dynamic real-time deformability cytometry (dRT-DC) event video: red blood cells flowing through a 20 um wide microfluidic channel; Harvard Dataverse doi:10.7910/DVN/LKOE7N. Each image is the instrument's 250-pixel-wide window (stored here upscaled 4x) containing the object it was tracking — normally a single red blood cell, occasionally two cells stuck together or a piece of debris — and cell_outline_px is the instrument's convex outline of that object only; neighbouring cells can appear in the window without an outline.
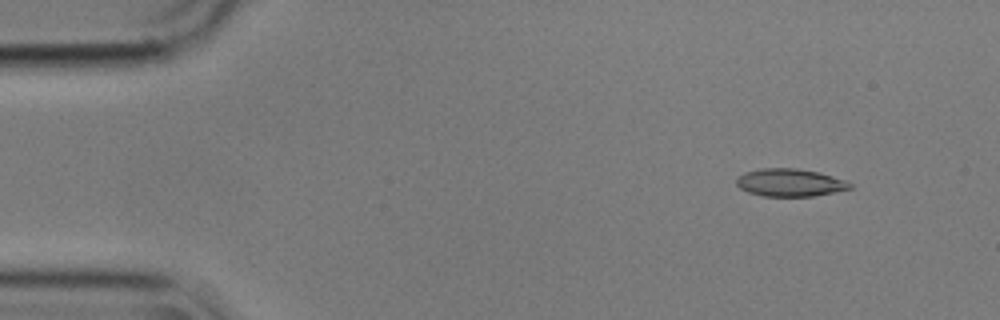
{"species": "common noctule bat (a hibernating species)", "species_latin": "Nyctalus noctula", "temperature_condition": "cold", "stored_images_in_passage": 55, "camera_frame_rate_fps": 3000, "um_per_image_px": 0.085, "animal": {"sex": "male", "body_mass_g": 17.9}, "frame": {"image": 1, "passage_image": 5, "time_ms": 1.333, "image_size_px": [1000, 320], "cell_outline_px": [[852, 188], [812, 196], [764, 196], [748, 192], [740, 188], [736, 184], [736, 180], [744, 172], [760, 168], [796, 168], [820, 172], [844, 180], [852, 184]], "centroid_in_image_um": [67.12, 15.51], "position_along_channel_um": 17.9, "area_um2": 18.21}}
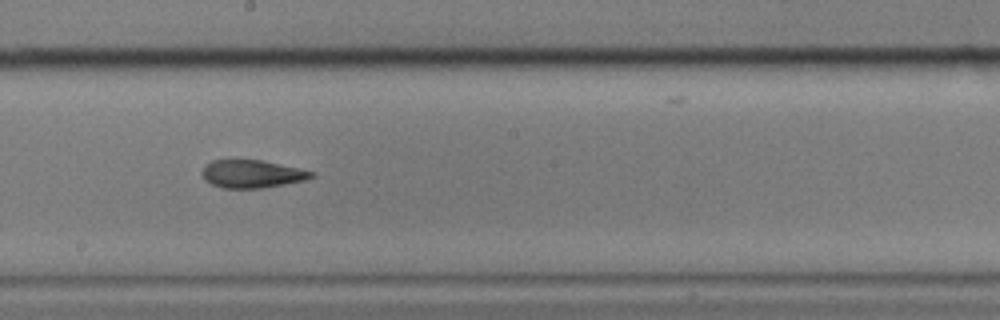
{"frame": {"image": 2, "passage_image": 30, "time_ms": 9.667, "image_size_px": [1000, 320], "cell_outline_px": [[316, 176], [304, 180], [264, 188], [220, 188], [204, 180], [204, 168], [212, 160], [260, 160], [300, 168], [316, 172]], "centroid_in_image_um": [21.47, 14.79], "position_along_channel_um": 226.7, "area_um2": 17.63}}
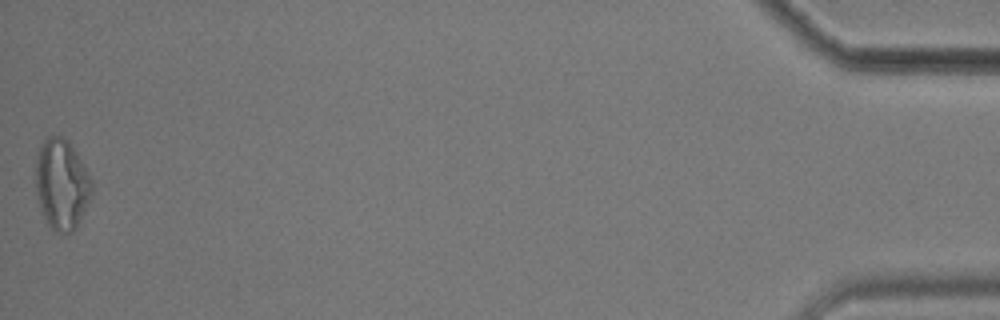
{"frame": {"image": 3, "passage_image": 55, "time_ms": 18.0, "image_size_px": [1000, 320], "cell_outline_px": [[92, 192], [84, 212], [80, 220], [72, 232], [56, 232], [48, 224], [40, 212], [36, 196], [36, 156], [44, 140], [48, 136], [60, 136], [68, 140], [76, 152], [92, 180]], "centroid_in_image_um": [5.22, 15.67], "position_along_channel_um": 430.0, "area_um2": 29.54}, "authors_computed_cell_mechanics": {"area_um2": 18.8428, "velocity_mm_per_s": 3.5748, "shape_relaxation_time_tau1_ms": 7.3753, "shape_relaxation_time_tau2_ms": 2.8336, "deformation_change_tau1": 0.1473, "deformation_change_tau2": 0.1005}}